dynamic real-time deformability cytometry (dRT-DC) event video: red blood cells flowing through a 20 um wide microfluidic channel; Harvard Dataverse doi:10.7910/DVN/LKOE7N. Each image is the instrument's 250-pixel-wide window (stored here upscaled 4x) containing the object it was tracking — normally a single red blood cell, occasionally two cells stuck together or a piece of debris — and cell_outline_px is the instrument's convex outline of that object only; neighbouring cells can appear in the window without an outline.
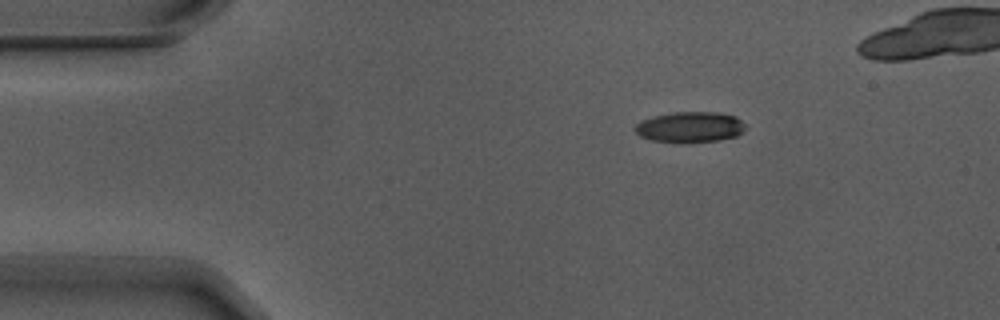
{"species": "Egyptian fruit bat (a non-hibernating species)", "species_latin": "Rousettus aegyptiacus", "temperature_condition": "warm", "stored_images_in_passage": 4, "camera_frame_rate_fps": 3000, "um_per_image_px": 0.085, "animal": {"sex": "male"}, "frame": {"image": 1, "passage_image": 2, "time_ms": 0.333, "image_size_px": [1000, 320], "cell_outline_px": [[744, 132], [736, 136], [720, 140], [688, 144], [684, 144], [652, 140], [640, 136], [636, 132], [636, 124], [652, 116], [672, 112], [712, 112], [736, 116], [744, 124]], "centroid_in_image_um": [58.66, 10.82], "position_along_channel_um": 26.3, "area_um2": 19.94}}